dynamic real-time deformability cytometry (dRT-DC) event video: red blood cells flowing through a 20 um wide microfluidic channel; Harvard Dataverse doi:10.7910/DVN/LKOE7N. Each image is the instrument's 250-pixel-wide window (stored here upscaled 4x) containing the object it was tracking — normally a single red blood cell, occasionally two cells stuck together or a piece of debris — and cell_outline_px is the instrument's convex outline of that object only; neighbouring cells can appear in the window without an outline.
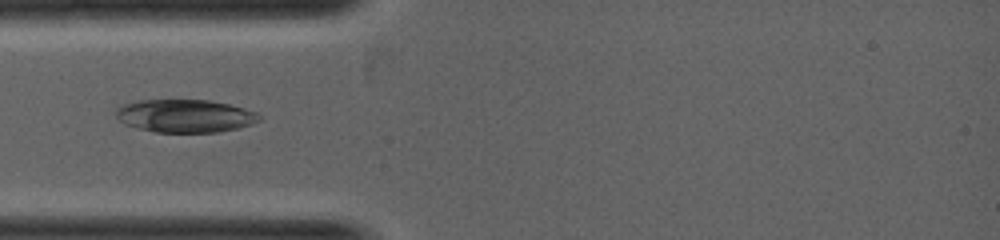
{"species": "common noctule bat (a hibernating species)", "species_latin": "Nyctalus noctula", "temperature_condition": "warm", "stored_images_in_passage": 3, "camera_frame_rate_fps": 5000, "um_per_image_px": 0.085, "animal": {"sex": "female", "body_mass_g": 19.0, "forearm_length_mm": 53.3}, "frame": {"image": 1, "passage_image": 1, "time_ms": 0.0, "image_size_px": [1000, 240], "cell_outline_px": [[260, 120], [252, 124], [240, 128], [220, 132], [156, 132], [136, 128], [124, 124], [116, 116], [116, 108], [124, 104], [136, 100], [208, 100], [228, 104], [244, 108], [256, 112], [260, 116]], "centroid_in_image_um": [15.72, 9.85], "position_along_channel_um": 69.3, "area_um2": 27.63}}
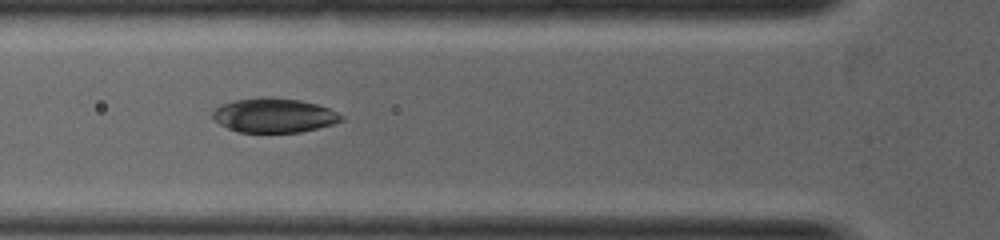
{"frame": {"image": 2, "passage_image": 2, "time_ms": 0.4, "image_size_px": [1000, 240], "cell_outline_px": [[344, 120], [332, 124], [300, 132], [236, 132], [212, 120], [212, 112], [220, 104], [236, 100], [260, 96], [272, 96], [300, 100], [316, 104], [328, 108], [344, 116]], "centroid_in_image_um": [23.25, 9.79], "position_along_channel_um": 102.5, "area_um2": 25.95}}
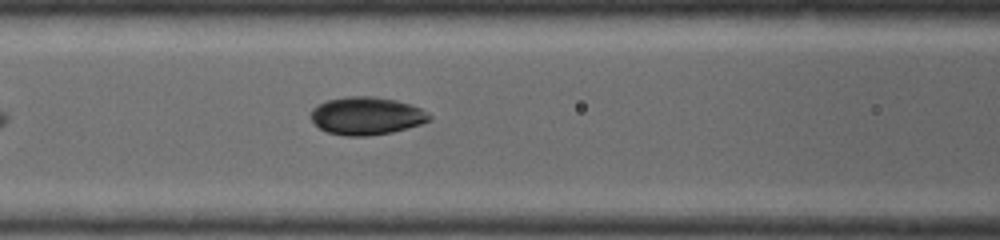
{"frame": {"image": 3, "passage_image": 3, "time_ms": 0.8, "image_size_px": [1000, 240], "cell_outline_px": [[432, 120], [420, 124], [392, 132], [368, 136], [344, 136], [328, 132], [320, 128], [308, 116], [312, 108], [316, 104], [328, 100], [348, 96], [372, 96], [396, 100], [412, 104], [428, 112], [432, 116]], "centroid_in_image_um": [31.15, 9.84], "position_along_channel_um": 135.5, "area_um2": 26.36}}